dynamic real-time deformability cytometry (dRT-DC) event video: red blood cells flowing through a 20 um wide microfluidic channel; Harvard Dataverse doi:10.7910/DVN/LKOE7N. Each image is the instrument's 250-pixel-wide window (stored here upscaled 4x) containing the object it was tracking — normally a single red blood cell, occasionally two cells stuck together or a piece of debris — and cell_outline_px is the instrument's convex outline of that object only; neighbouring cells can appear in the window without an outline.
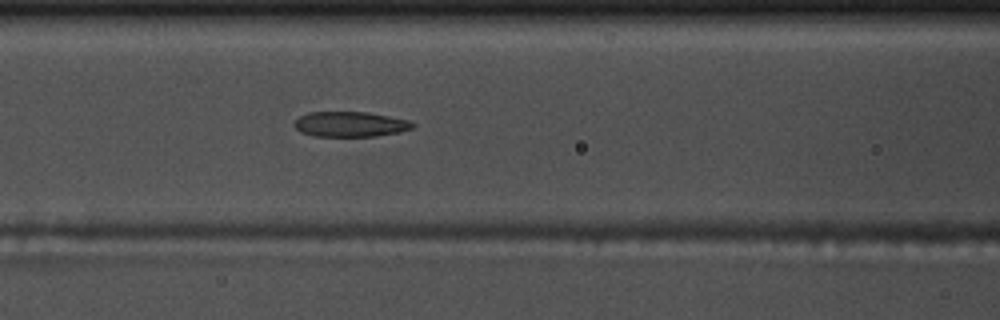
{"species": "common noctule bat (a hibernating species)", "species_latin": "Nyctalus noctula", "temperature_condition": "warm", "stored_images_in_passage": 44, "segment_of_instrument_passage": [1, 2], "camera_frame_rate_fps": 3000, "um_per_image_px": 0.085, "animal": {"sex": "male", "body_mass_g": 17.5, "forearm_length_mm": 52.3}, "frame": {"image": 1, "passage_image": 23, "time_ms": 7.333, "image_size_px": [1000, 320], "cell_outline_px": [[416, 124], [412, 128], [400, 132], [376, 136], [312, 136], [300, 132], [292, 124], [300, 116], [308, 112], [368, 112], [408, 120]], "centroid_in_image_um": [29.75, 10.56], "position_along_channel_um": 136.9, "area_um2": 17.4}}
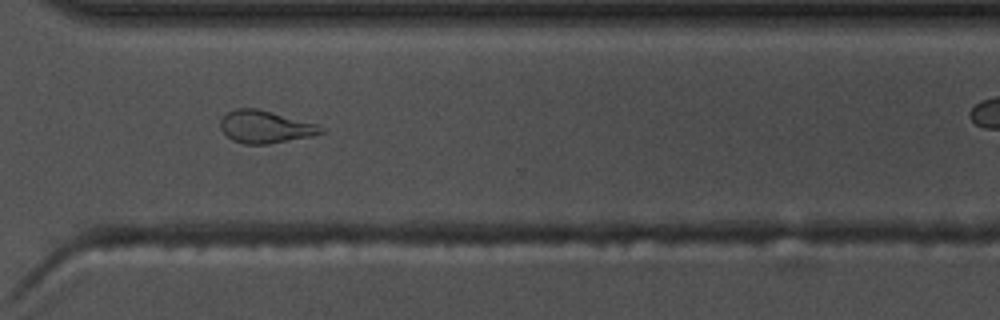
{"frame": {"image": 2, "passage_image": 40, "time_ms": 13.0, "image_size_px": [1000, 320], "cell_outline_px": [[324, 132], [312, 136], [268, 144], [244, 144], [232, 140], [220, 128], [220, 120], [228, 112], [236, 108], [256, 108], [320, 124], [324, 128]], "centroid_in_image_um": [22.57, 10.78], "position_along_channel_um": 348.0, "area_um2": 19.07}}
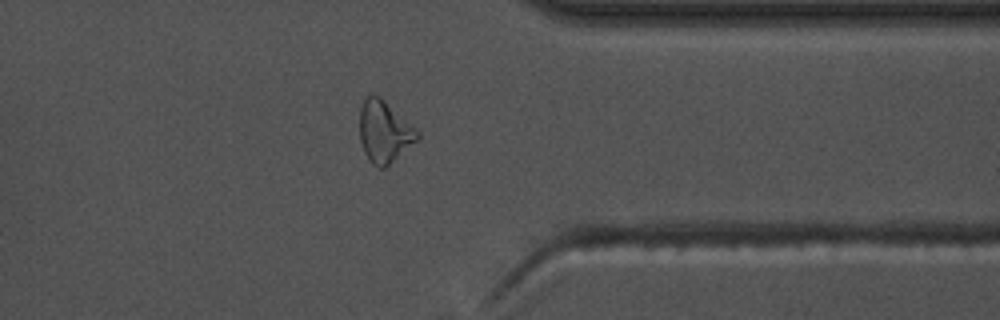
{"frame": {"image": 3, "passage_image": 43, "time_ms": 14.0, "image_size_px": [1000, 320], "cell_outline_px": [[420, 140], [384, 168], [380, 168], [372, 164], [364, 152], [360, 140], [360, 104], [368, 92], [372, 92], [380, 96], [420, 132]], "centroid_in_image_um": [32.67, 11.16], "position_along_channel_um": 378.7, "area_um2": 21.15}}